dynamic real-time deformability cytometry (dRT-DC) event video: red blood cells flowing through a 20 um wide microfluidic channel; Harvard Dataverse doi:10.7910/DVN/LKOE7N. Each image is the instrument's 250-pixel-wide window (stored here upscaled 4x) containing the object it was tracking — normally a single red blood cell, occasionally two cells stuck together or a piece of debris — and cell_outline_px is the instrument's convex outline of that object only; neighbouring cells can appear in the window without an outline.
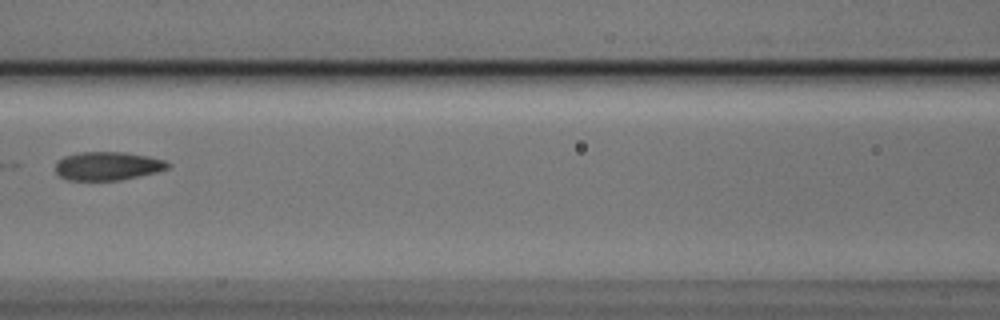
{"species": "Egyptian fruit bat (a non-hibernating species)", "species_latin": "Rousettus aegyptiacus", "temperature_condition": "cold", "stored_images_in_passage": 4, "camera_frame_rate_fps": 3000, "um_per_image_px": 0.085, "animal": {"sex": "male"}, "frame": {"image": 1, "passage_image": 4, "time_ms": 1.0, "image_size_px": [1000, 320], "cell_outline_px": [[172, 164], [168, 168], [156, 172], [120, 180], [68, 180], [60, 176], [56, 172], [56, 160], [64, 156], [80, 152], [124, 152], [148, 156], [164, 160]], "centroid_in_image_um": [9.14, 14.1], "position_along_channel_um": 157.5, "area_um2": 18.67}}